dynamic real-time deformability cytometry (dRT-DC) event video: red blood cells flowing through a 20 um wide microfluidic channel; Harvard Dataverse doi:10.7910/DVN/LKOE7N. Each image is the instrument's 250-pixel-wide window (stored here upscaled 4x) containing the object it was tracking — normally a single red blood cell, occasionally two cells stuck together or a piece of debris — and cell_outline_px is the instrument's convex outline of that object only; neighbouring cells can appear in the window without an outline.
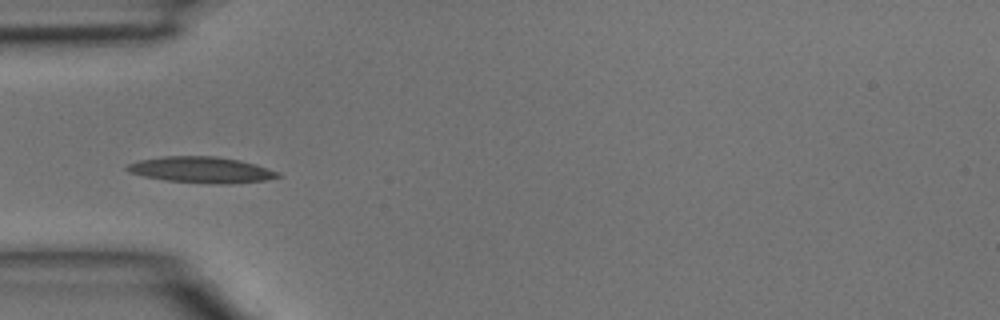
{"species": "common noctule bat (a hibernating species)", "species_latin": "Nyctalus noctula", "temperature_condition": "room temperature", "stored_images_in_passage": 5, "camera_frame_rate_fps": 3000, "um_per_image_px": 0.085, "animal": {"sex": "male", "body_mass_g": 15.6}, "frame": {"image": 1, "passage_image": 4, "time_ms": 1.0, "image_size_px": [1000, 320], "cell_outline_px": [[284, 176], [264, 180], [228, 184], [216, 184], [168, 180], [144, 176], [128, 172], [124, 168], [128, 164], [140, 160], [164, 156], [216, 156], [240, 160], [256, 164], [280, 172]], "centroid_in_image_um": [17.16, 14.43], "position_along_channel_um": 67.8, "area_um2": 22.89}}